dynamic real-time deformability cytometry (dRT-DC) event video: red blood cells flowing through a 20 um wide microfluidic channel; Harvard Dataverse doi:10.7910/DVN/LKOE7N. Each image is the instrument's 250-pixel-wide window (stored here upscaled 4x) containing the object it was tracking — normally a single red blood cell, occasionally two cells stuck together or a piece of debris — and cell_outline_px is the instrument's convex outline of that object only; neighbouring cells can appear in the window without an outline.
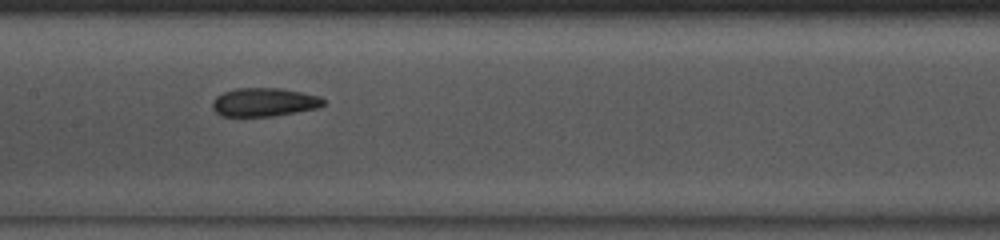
{"species": "common noctule bat (a hibernating species)", "species_latin": "Nyctalus noctula", "temperature_condition": "room temperature", "stored_images_in_passage": 35, "camera_frame_rate_fps": 3000, "um_per_image_px": 0.085, "animal": {"sex": "male", "body_mass_g": 13.0, "forearm_length_mm": 53.1}, "frame": {"image": 1, "passage_image": 11, "time_ms": 3.333, "image_size_px": [1000, 240], "cell_outline_px": [[324, 104], [316, 108], [296, 112], [272, 116], [220, 116], [212, 108], [212, 100], [216, 96], [224, 92], [236, 88], [280, 88], [320, 96], [324, 100]], "centroid_in_image_um": [22.41, 8.68], "position_along_channel_um": 185.0, "area_um2": 18.38}}
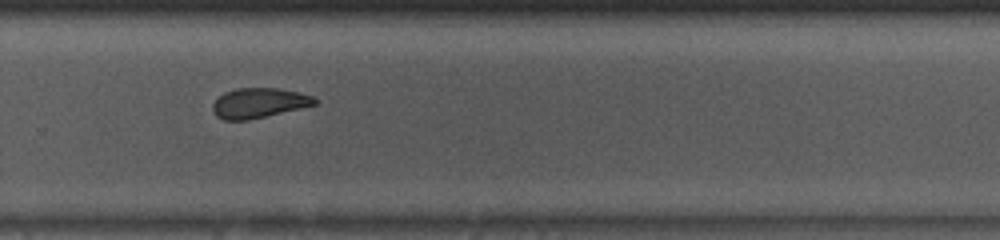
{"frame": {"image": 2, "passage_image": 20, "time_ms": 6.333, "image_size_px": [1000, 240], "cell_outline_px": [[320, 100], [316, 104], [300, 108], [248, 120], [224, 120], [216, 116], [212, 108], [212, 104], [224, 92], [236, 88], [276, 88], [300, 92], [312, 96]], "centroid_in_image_um": [22.01, 8.74], "position_along_channel_um": 307.8, "area_um2": 17.74}, "authors_computed_cell_mechanics": {"area_um2": 18.9006, "velocity_mm_per_s": 4.1086, "shape_relaxation_time_tau1_ms": 5.089, "shape_relaxation_time_tau2_ms": 2.3366, "deformation_change_tau1": 0.1321, "deformation_change_tau2": 0.0919}}